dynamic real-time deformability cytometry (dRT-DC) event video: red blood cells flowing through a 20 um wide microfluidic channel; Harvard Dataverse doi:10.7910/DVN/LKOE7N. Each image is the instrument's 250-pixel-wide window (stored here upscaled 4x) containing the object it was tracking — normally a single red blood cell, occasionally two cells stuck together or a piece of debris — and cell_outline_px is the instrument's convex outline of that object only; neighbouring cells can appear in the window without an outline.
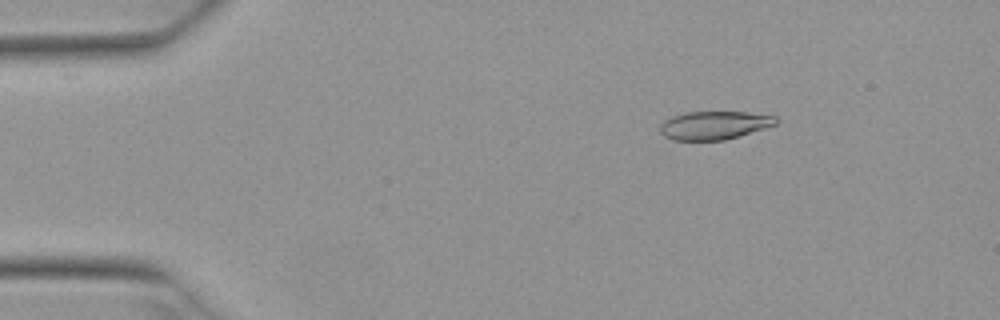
{"species": "Egyptian fruit bat (a non-hibernating species)", "species_latin": "Rousettus aegyptiacus", "temperature_condition": "warm", "stored_images_in_passage": 6, "camera_frame_rate_fps": 3000, "um_per_image_px": 0.085, "animal": {"sex": "female"}, "frame": {"image": 1, "passage_image": 2, "time_ms": 0.333, "image_size_px": [1000, 320], "cell_outline_px": [[780, 120], [776, 124], [764, 128], [724, 140], [672, 140], [664, 136], [660, 132], [660, 124], [664, 120], [672, 116], [688, 112], [744, 112], [776, 116]], "centroid_in_image_um": [60.69, 10.64], "position_along_channel_um": 24.3, "area_um2": 19.02}}
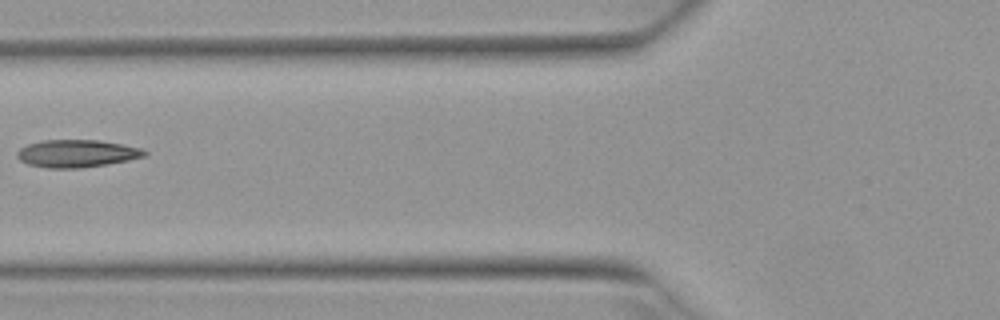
{"frame": {"image": 2, "passage_image": 5, "time_ms": 1.333, "image_size_px": [1000, 320], "cell_outline_px": [[148, 152], [144, 156], [128, 160], [80, 168], [48, 168], [28, 164], [20, 160], [16, 156], [16, 152], [20, 148], [28, 144], [44, 140], [100, 140], [140, 148]], "centroid_in_image_um": [6.48, 13.04], "position_along_channel_um": 119.3, "area_um2": 20.23}}
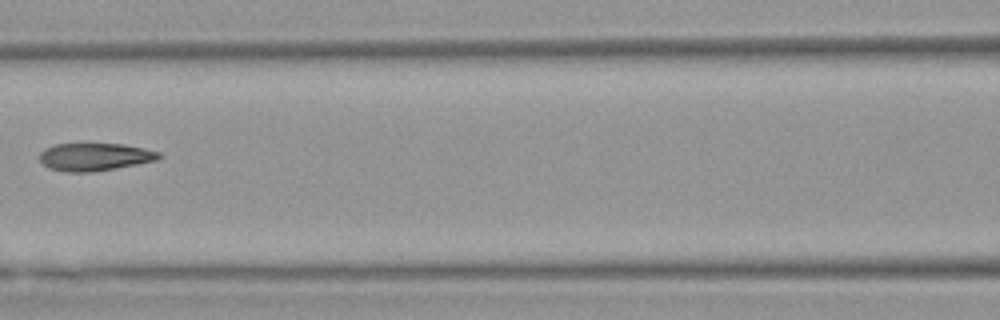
{"frame": {"image": 3, "passage_image": 6, "time_ms": 1.667, "image_size_px": [1000, 320], "cell_outline_px": [[164, 156], [156, 160], [116, 168], [92, 172], [64, 172], [48, 168], [40, 160], [40, 152], [44, 148], [56, 144], [124, 144], [144, 148], [160, 152]], "centroid_in_image_um": [8.05, 13.33], "position_along_channel_um": 158.5, "area_um2": 19.31}}